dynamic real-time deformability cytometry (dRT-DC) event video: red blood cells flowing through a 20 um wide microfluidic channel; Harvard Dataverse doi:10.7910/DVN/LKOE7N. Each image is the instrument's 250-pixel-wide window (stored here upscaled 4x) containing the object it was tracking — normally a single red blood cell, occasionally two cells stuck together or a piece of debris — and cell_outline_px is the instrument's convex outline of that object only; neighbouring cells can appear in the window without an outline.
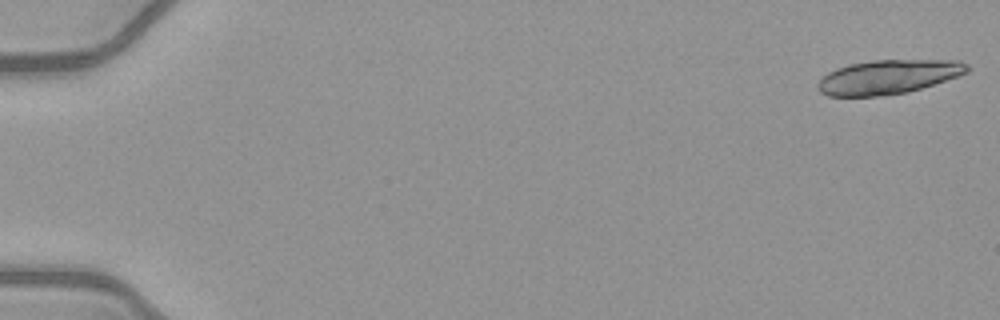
{"species": "common noctule bat (a hibernating species)", "species_latin": "Nyctalus noctula", "temperature_condition": "warm", "stored_images_in_passage": 15, "camera_frame_rate_fps": 3000, "um_per_image_px": 0.085, "animal": {"sex": "female", "body_mass_g": 21.9}, "frame": {"image": 1, "passage_image": 1, "time_ms": 0.0, "image_size_px": [1000, 320], "cell_outline_px": [[972, 68], [968, 72], [960, 76], [908, 92], [880, 96], [828, 96], [820, 92], [816, 84], [828, 72], [836, 68], [848, 64], [872, 60], [960, 60], [968, 64]], "centroid_in_image_um": [75.54, 6.53], "position_along_channel_um": 9.5, "area_um2": 30.0}}